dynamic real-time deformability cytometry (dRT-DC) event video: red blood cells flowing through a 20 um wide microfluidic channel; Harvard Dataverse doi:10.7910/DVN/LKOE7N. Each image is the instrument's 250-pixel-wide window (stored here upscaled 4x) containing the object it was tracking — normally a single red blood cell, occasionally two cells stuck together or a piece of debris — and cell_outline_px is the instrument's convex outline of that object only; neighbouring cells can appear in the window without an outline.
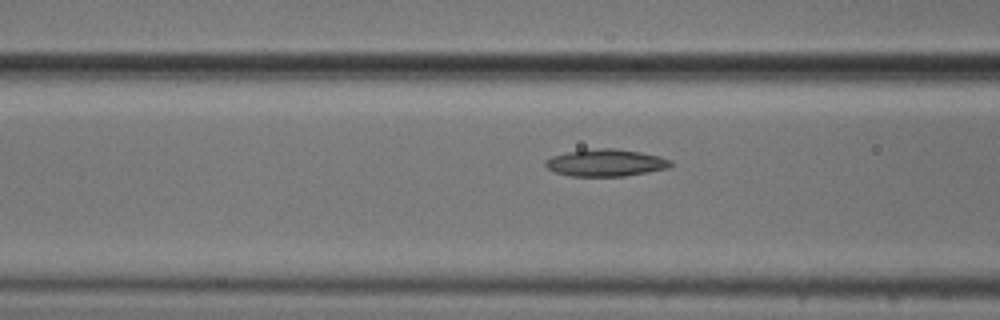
{"species": "common noctule bat (a hibernating species)", "species_latin": "Nyctalus noctula", "temperature_condition": "cold", "stored_images_in_passage": 20, "camera_frame_rate_fps": 3000, "um_per_image_px": 0.085, "animal": {"sex": "male", "body_mass_g": 20.5, "forearm_length_mm": 52.5}, "frame": {"image": 1, "passage_image": 17, "time_ms": 5.333, "image_size_px": [1000, 320], "cell_outline_px": [[672, 164], [668, 168], [648, 172], [624, 176], [568, 176], [556, 172], [548, 168], [544, 164], [544, 160], [552, 156], [568, 152], [600, 148], [616, 148], [640, 152], [660, 156], [672, 160]], "centroid_in_image_um": [51.5, 13.84], "position_along_channel_um": 115.1, "area_um2": 19.77}}